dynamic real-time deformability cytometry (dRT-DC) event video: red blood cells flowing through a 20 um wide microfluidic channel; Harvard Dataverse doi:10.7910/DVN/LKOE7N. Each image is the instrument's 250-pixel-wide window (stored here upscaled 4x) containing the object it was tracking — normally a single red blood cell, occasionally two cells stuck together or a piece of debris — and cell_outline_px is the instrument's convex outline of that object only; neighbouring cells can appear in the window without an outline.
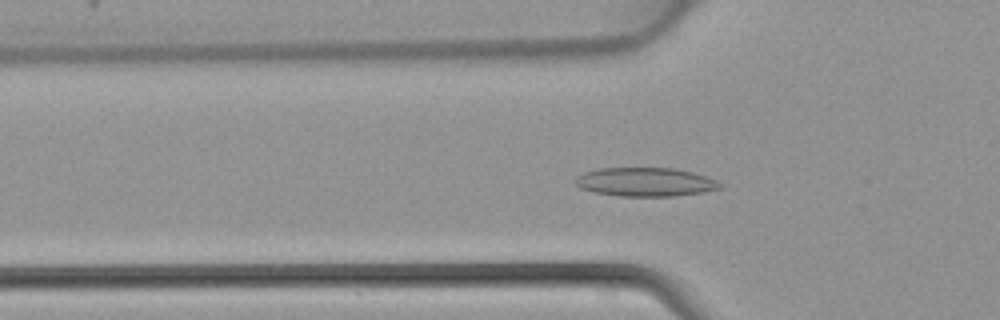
{"species": "common noctule bat (a hibernating species)", "species_latin": "Nyctalus noctula", "temperature_condition": "warm", "stored_images_in_passage": 37, "camera_frame_rate_fps": 3000, "um_per_image_px": 0.085, "animal": {"sex": "female", "body_mass_g": 22.7, "forearm_length_mm": 54.2}, "frame": {"image": 1, "passage_image": 7, "time_ms": 2.0, "image_size_px": [1000, 320], "cell_outline_px": [[724, 184], [720, 188], [704, 192], [676, 196], [620, 196], [592, 192], [580, 188], [576, 184], [576, 176], [584, 172], [600, 168], [676, 168], [692, 172], [716, 180]], "centroid_in_image_um": [54.86, 15.47], "position_along_channel_um": 70.9, "area_um2": 24.33}}
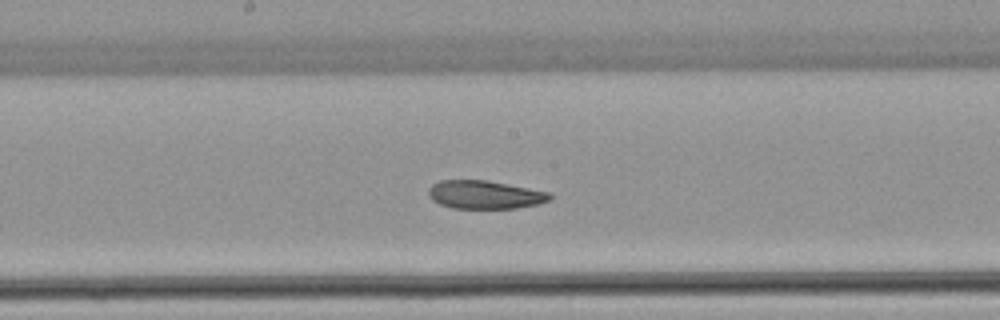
{"frame": {"image": 2, "passage_image": 16, "time_ms": 5.0, "image_size_px": [1000, 320], "cell_outline_px": [[552, 196], [548, 200], [536, 204], [516, 208], [452, 208], [440, 204], [432, 200], [428, 196], [428, 188], [432, 184], [440, 180], [488, 180], [552, 192]], "centroid_in_image_um": [41.19, 16.53], "position_along_channel_um": 207.0, "area_um2": 20.11}}
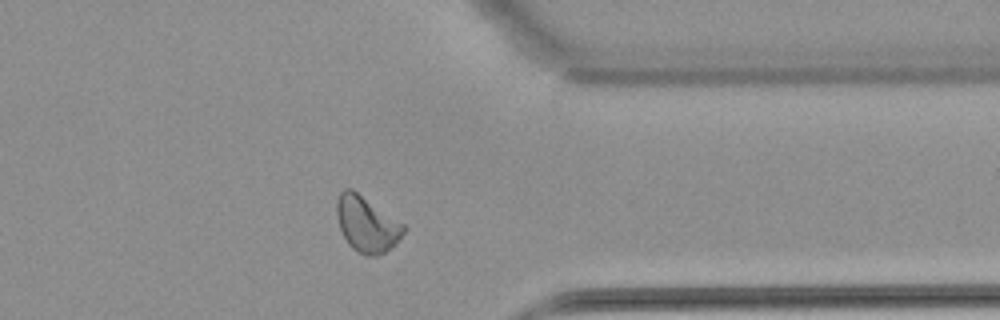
{"frame": {"image": 3, "passage_image": 28, "time_ms": 9.0, "image_size_px": [1000, 320], "cell_outline_px": [[408, 228], [396, 244], [384, 252], [376, 256], [364, 256], [352, 248], [348, 244], [340, 228], [336, 216], [336, 204], [340, 192], [344, 188], [352, 188], [404, 224]], "centroid_in_image_um": [31.18, 19.05], "position_along_channel_um": 380.2, "area_um2": 21.85}}